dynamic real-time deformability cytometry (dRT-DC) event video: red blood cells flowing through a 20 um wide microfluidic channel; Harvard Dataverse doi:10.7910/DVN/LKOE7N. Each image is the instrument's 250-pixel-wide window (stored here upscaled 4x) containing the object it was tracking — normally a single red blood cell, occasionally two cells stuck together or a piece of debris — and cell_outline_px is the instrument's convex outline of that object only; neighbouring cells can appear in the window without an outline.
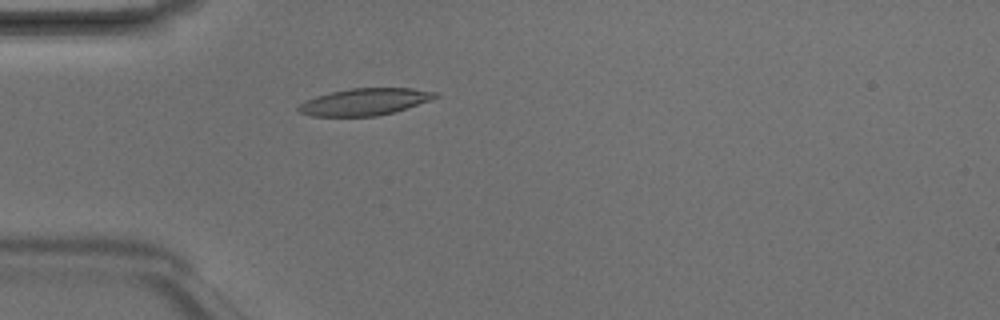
{"species": "Egyptian fruit bat (a non-hibernating species)", "species_latin": "Rousettus aegyptiacus", "temperature_condition": "room temperature", "stored_images_in_passage": 2, "camera_frame_rate_fps": 3000, "um_per_image_px": 0.085, "animal": {"sex": "male"}, "frame": {"image": 1, "passage_image": 2, "time_ms": 0.333, "image_size_px": [1000, 320], "cell_outline_px": [[440, 96], [392, 112], [376, 116], [312, 116], [300, 112], [296, 108], [304, 100], [328, 92], [352, 88], [412, 88], [436, 92]], "centroid_in_image_um": [30.93, 8.64], "position_along_channel_um": 54.1, "area_um2": 21.21}}